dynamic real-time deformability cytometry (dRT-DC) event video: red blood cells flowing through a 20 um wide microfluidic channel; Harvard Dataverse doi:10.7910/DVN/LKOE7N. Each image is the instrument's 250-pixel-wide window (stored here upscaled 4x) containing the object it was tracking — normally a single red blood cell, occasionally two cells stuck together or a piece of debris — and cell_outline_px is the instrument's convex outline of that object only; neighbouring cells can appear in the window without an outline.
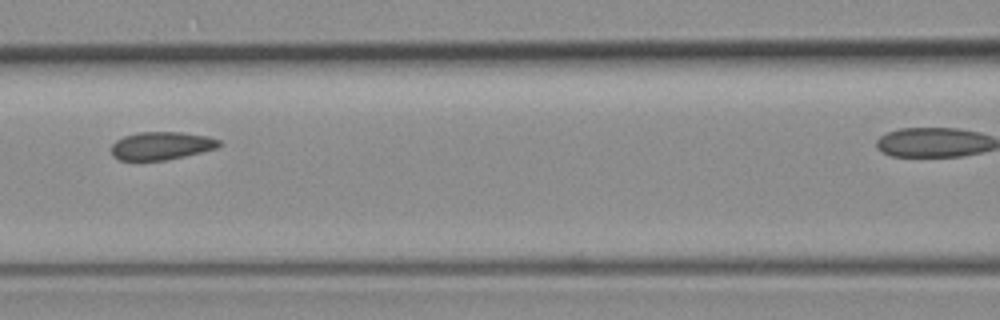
{"species": "common noctule bat (a hibernating species)", "species_latin": "Nyctalus noctula", "temperature_condition": "room temperature", "stored_images_in_passage": 10, "camera_frame_rate_fps": 3000, "um_per_image_px": 0.085, "animal": {"sex": "female", "body_mass_g": 19.3, "forearm_length_mm": 54.1}, "frame": {"image": 1, "passage_image": 4, "time_ms": 4.333, "image_size_px": [1000, 320], "cell_outline_px": [[220, 144], [216, 148], [184, 156], [164, 160], [120, 160], [112, 156], [112, 144], [116, 140], [124, 136], [136, 132], [180, 132], [208, 136], [220, 140]], "centroid_in_image_um": [13.69, 12.38], "position_along_channel_um": 152.9, "area_um2": 17.46}}
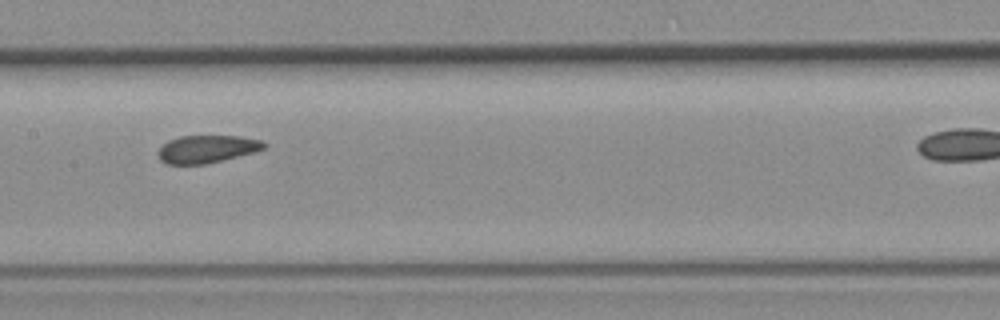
{"frame": {"image": 2, "passage_image": 5, "time_ms": 5.333, "image_size_px": [1000, 320], "cell_outline_px": [[268, 144], [264, 148], [252, 152], [204, 164], [168, 164], [160, 160], [160, 148], [168, 140], [180, 136], [240, 136], [260, 140]], "centroid_in_image_um": [17.58, 12.65], "position_along_channel_um": 189.8, "area_um2": 16.65}}